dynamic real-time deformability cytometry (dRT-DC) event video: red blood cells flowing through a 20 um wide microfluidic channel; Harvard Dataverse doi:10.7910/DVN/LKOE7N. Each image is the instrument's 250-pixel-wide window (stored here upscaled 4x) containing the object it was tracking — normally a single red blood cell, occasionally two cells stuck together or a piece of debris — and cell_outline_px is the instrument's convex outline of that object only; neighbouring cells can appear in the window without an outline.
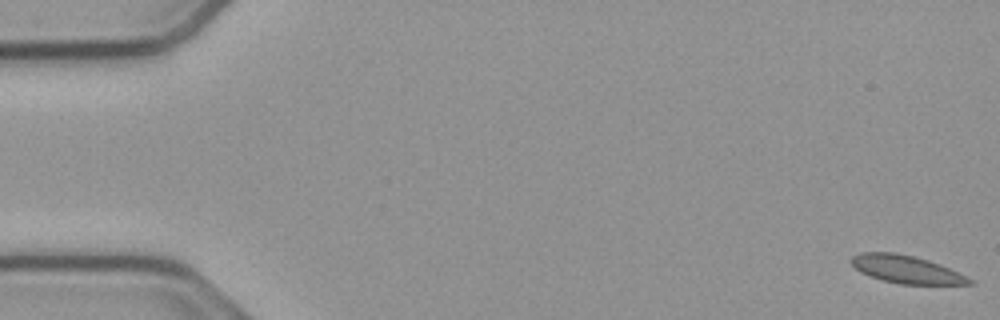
{"species": "common noctule bat (a hibernating species)", "species_latin": "Nyctalus noctula", "temperature_condition": "cold", "stored_images_in_passage": 10, "camera_frame_rate_fps": 3000, "um_per_image_px": 0.085, "animal": {"sex": "male", "body_mass_g": 23.1, "forearm_length_mm": 52.7}, "frame": {"image": 1, "passage_image": 1, "time_ms": 0.0, "image_size_px": [1000, 320], "cell_outline_px": [[976, 284], [900, 284], [868, 276], [860, 272], [848, 260], [852, 256], [860, 252], [896, 252], [928, 260], [940, 264], [976, 280]], "centroid_in_image_um": [77.04, 22.89], "position_along_channel_um": 8.0, "area_um2": 19.25}}